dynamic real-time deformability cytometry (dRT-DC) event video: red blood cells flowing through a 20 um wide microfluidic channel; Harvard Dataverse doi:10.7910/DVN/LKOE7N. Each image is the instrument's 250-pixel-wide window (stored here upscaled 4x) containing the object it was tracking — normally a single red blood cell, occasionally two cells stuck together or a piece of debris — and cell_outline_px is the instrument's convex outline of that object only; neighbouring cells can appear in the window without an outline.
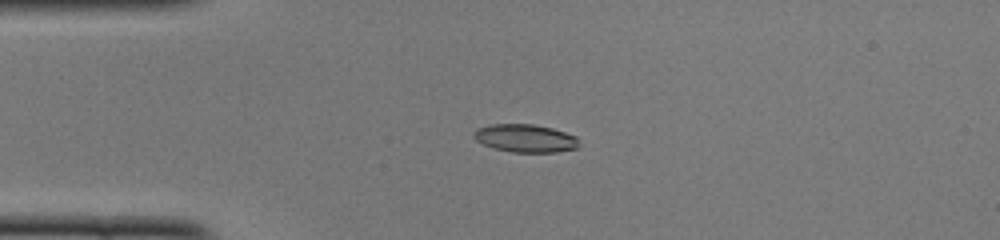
{"species": "common noctule bat (a hibernating species)", "species_latin": "Nyctalus noctula", "temperature_condition": "cold", "stored_images_in_passage": 49, "camera_frame_rate_fps": 3000, "um_per_image_px": 0.085, "animal": {"sex": "female", "body_mass_g": 22.0, "forearm_length_mm": 56.7}, "frame": {"image": 1, "passage_image": 11, "time_ms": 3.333, "image_size_px": [1000, 240], "cell_outline_px": [[576, 148], [556, 152], [512, 152], [492, 148], [476, 140], [472, 136], [472, 132], [476, 128], [492, 124], [532, 124], [552, 128], [576, 136]], "centroid_in_image_um": [44.57, 11.74], "position_along_channel_um": 40.4, "area_um2": 17.05}}
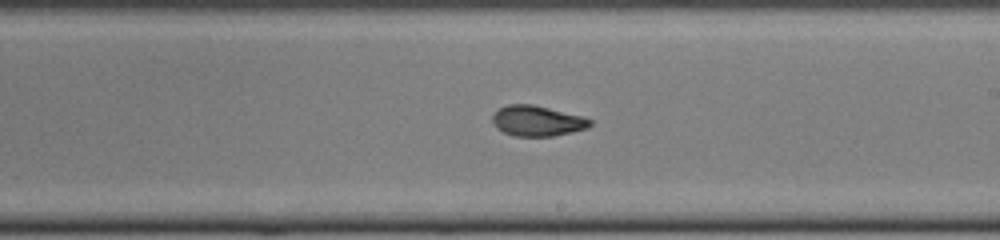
{"frame": {"image": 2, "passage_image": 28, "time_ms": 9.0, "image_size_px": [1000, 240], "cell_outline_px": [[592, 124], [588, 128], [572, 132], [552, 136], [516, 136], [504, 132], [496, 128], [492, 124], [492, 116], [500, 108], [508, 104], [532, 104], [580, 116], [592, 120]], "centroid_in_image_um": [45.64, 10.28], "position_along_channel_um": 243.4, "area_um2": 17.17}}
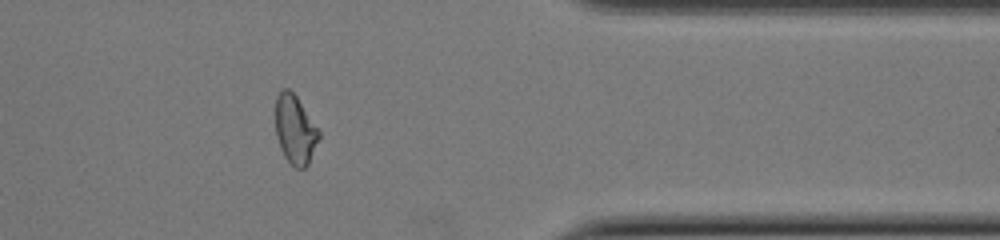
{"frame": {"image": 3, "passage_image": 40, "time_ms": 13.0, "image_size_px": [1000, 240], "cell_outline_px": [[320, 136], [308, 164], [304, 168], [296, 168], [284, 156], [280, 148], [276, 136], [276, 96], [280, 88], [288, 88], [296, 96], [320, 132]], "centroid_in_image_um": [25.06, 11.0], "position_along_channel_um": 386.3, "area_um2": 17.22}, "authors_computed_cell_mechanics": {"area_um2": 17.5134, "velocity_mm_per_s": 3.994, "shape_relaxation_time_tau1_ms": 4.6188, "shape_relaxation_time_tau2_ms": 2.0865, "deformation_change_tau1": 0.1481, "deformation_change_tau2": 0.0808}}